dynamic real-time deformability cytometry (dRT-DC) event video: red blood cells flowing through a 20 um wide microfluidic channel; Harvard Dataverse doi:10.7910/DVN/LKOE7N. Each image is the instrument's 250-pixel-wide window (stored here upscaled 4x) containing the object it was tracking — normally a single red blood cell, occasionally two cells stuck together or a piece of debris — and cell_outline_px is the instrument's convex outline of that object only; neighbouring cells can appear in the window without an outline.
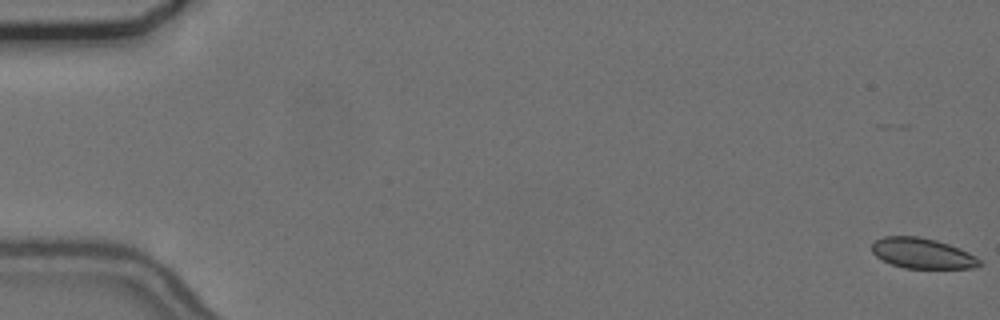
{"species": "common noctule bat (a hibernating species)", "species_latin": "Nyctalus noctula", "temperature_condition": "cold", "stored_images_in_passage": 57, "camera_frame_rate_fps": 3000, "um_per_image_px": 0.085, "animal": {"sex": "female", "body_mass_g": 24.6, "forearm_length_mm": 56.2}, "frame": {"image": 1, "passage_image": 1, "time_ms": 0.0, "image_size_px": [1000, 320], "cell_outline_px": [[984, 264], [972, 268], [904, 268], [892, 264], [876, 256], [872, 252], [872, 244], [876, 240], [884, 236], [916, 236], [936, 240], [960, 248], [968, 252], [980, 260]], "centroid_in_image_um": [78.41, 21.53], "position_along_channel_um": 6.6, "area_um2": 18.96}}
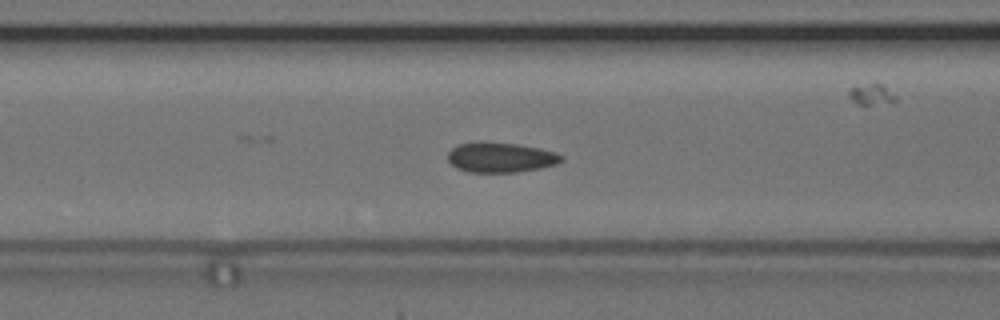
{"frame": {"image": 2, "passage_image": 24, "time_ms": 7.667, "image_size_px": [1000, 320], "cell_outline_px": [[564, 160], [556, 164], [540, 168], [516, 172], [468, 172], [456, 168], [448, 160], [448, 152], [452, 148], [460, 144], [516, 144], [540, 148], [556, 152], [564, 156]], "centroid_in_image_um": [42.61, 13.42], "position_along_channel_um": 124.0, "area_um2": 19.31}}
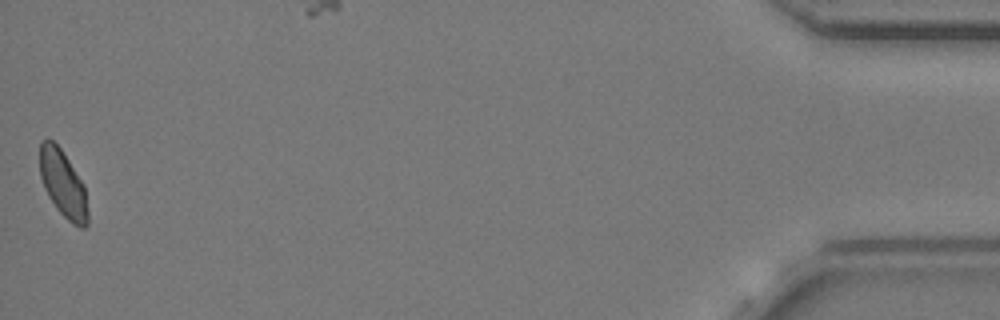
{"frame": {"image": 3, "passage_image": 57, "time_ms": 18.667, "image_size_px": [1000, 320], "cell_outline_px": [[88, 224], [84, 228], [80, 228], [72, 224], [56, 208], [48, 196], [44, 188], [40, 176], [40, 144], [48, 136], [60, 148], [84, 184], [88, 212]], "centroid_in_image_um": [5.36, 15.65], "position_along_channel_um": 429.8, "area_um2": 18.73}, "authors_computed_cell_mechanics": {"area_um2": 19.7676, "velocity_mm_per_s": 3.6536, "shape_relaxation_time_tau1_ms": 3.8693, "shape_relaxation_time_tau2_ms": 1.2321, "deformation_change_tau1": 0.0666, "deformation_change_tau2": 0.0481}}